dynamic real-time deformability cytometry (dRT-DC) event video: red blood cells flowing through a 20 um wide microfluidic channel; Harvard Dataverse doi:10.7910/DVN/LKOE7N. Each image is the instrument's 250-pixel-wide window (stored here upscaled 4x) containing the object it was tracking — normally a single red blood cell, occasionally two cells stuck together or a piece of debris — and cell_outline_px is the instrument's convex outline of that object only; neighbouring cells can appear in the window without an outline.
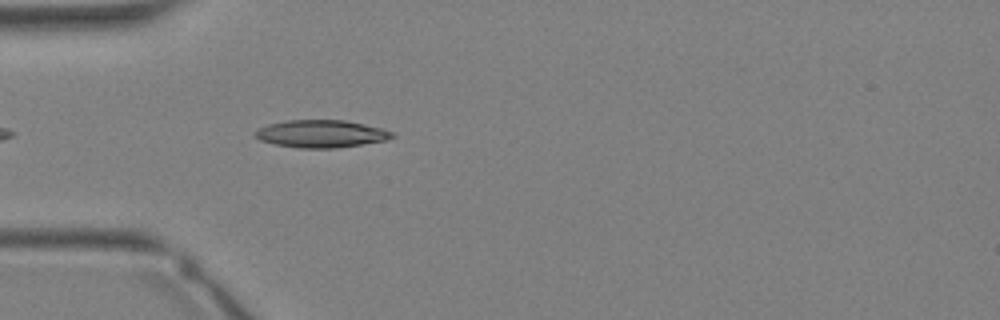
{"species": "Egyptian fruit bat (a non-hibernating species)", "species_latin": "Rousettus aegyptiacus", "temperature_condition": "warm", "stored_images_in_passage": 23, "camera_frame_rate_fps": 3000, "um_per_image_px": 0.085, "animal": {"sex": "female"}, "frame": {"image": 1, "passage_image": 3, "time_ms": 0.667, "image_size_px": [1000, 320], "cell_outline_px": [[396, 136], [384, 140], [336, 148], [300, 148], [276, 144], [260, 140], [252, 136], [252, 132], [256, 128], [268, 124], [288, 120], [344, 120], [364, 124], [396, 132]], "centroid_in_image_um": [27.24, 11.36], "position_along_channel_um": 57.8, "area_um2": 22.02}}
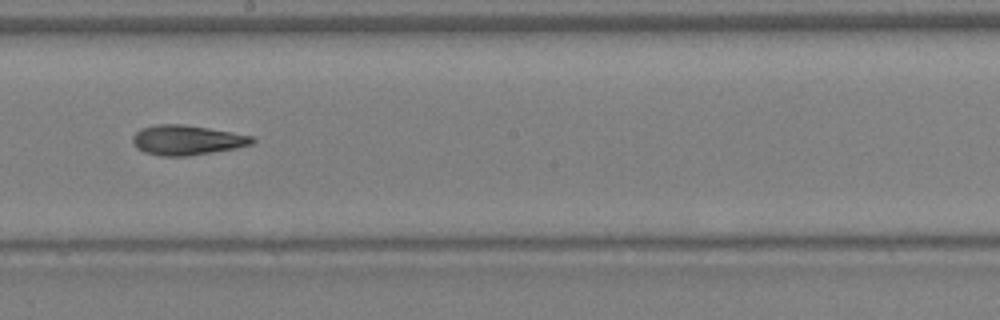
{"frame": {"image": 2, "passage_image": 12, "time_ms": 3.667, "image_size_px": [1000, 320], "cell_outline_px": [[256, 140], [252, 144], [236, 148], [188, 156], [160, 156], [144, 152], [136, 148], [132, 140], [132, 136], [140, 128], [156, 124], [184, 124], [232, 132], [252, 136]], "centroid_in_image_um": [15.86, 11.9], "position_along_channel_um": 232.3, "area_um2": 20.87}}
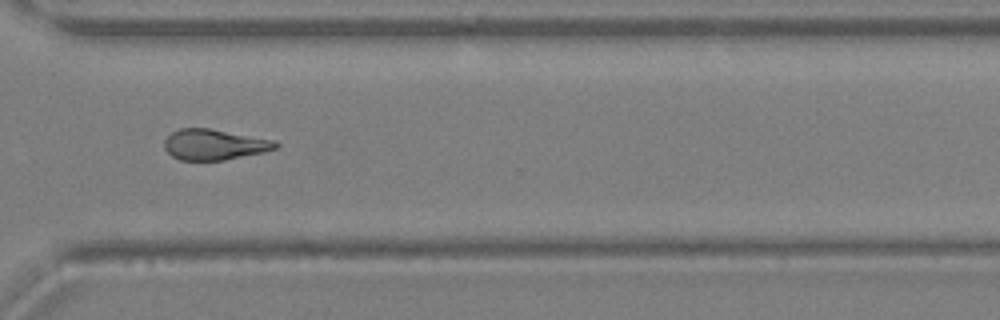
{"frame": {"image": 3, "passage_image": 18, "time_ms": 5.667, "image_size_px": [1000, 320], "cell_outline_px": [[280, 148], [264, 152], [224, 160], [180, 160], [172, 156], [164, 148], [164, 140], [172, 132], [180, 128], [208, 128], [276, 140], [280, 144]], "centroid_in_image_um": [18.25, 12.29], "position_along_channel_um": 352.3, "area_um2": 20.0}}